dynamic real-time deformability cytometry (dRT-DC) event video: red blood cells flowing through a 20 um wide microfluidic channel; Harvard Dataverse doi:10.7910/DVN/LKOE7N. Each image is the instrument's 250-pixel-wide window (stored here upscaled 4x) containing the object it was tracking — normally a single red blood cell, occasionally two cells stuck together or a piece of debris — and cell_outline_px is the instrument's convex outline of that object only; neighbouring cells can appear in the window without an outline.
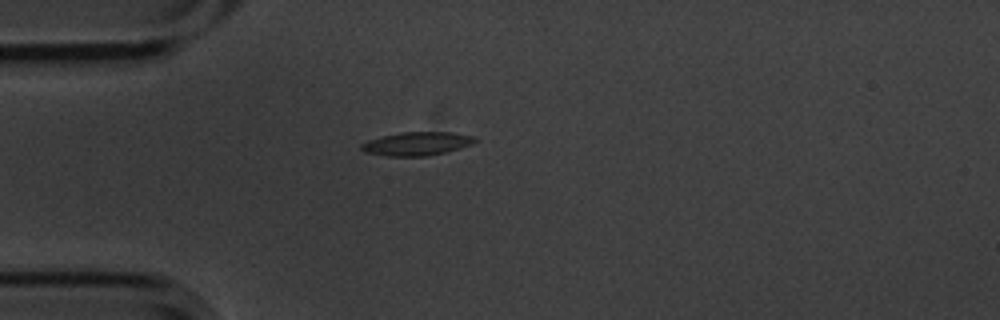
{"species": "common noctule bat (a hibernating species)", "species_latin": "Nyctalus noctula", "temperature_condition": "cold", "stored_images_in_passage": 1, "camera_frame_rate_fps": 3000, "um_per_image_px": 0.085, "animal": {"sex": "male", "body_mass_g": 20.1, "forearm_length_mm": 53.5}, "frame": {"image": 1, "passage_image": 1, "time_ms": 0.0, "image_size_px": [1000, 320], "cell_outline_px": [[476, 140], [472, 144], [460, 148], [428, 156], [388, 156], [364, 152], [360, 148], [360, 144], [368, 140], [400, 132], [452, 132], [476, 136]], "centroid_in_image_um": [35.43, 12.21], "position_along_channel_um": 49.6, "area_um2": 15.55}}